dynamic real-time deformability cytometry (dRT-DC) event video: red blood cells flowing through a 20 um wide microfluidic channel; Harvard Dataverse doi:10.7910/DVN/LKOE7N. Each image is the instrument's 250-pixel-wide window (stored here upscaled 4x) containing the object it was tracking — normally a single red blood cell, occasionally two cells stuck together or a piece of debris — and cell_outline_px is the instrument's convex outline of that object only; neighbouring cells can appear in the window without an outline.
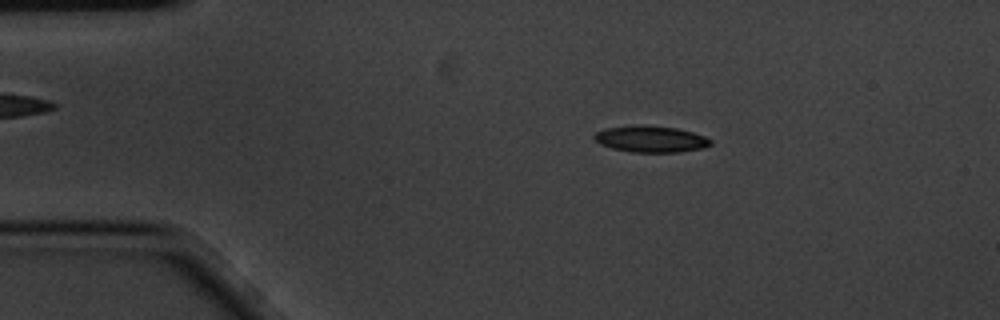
{"species": "common noctule bat (a hibernating species)", "species_latin": "Nyctalus noctula", "temperature_condition": "cold", "stored_images_in_passage": 8, "camera_frame_rate_fps": 3000, "um_per_image_px": 0.085, "animal": {"sex": "male", "body_mass_g": 20.1, "forearm_length_mm": 53.5}, "frame": {"image": 1, "passage_image": 3, "time_ms": 0.667, "image_size_px": [1000, 320], "cell_outline_px": [[712, 144], [704, 148], [680, 152], [632, 152], [612, 148], [600, 144], [592, 136], [596, 132], [604, 128], [676, 128], [692, 132], [704, 136], [712, 140]], "centroid_in_image_um": [55.37, 11.88], "position_along_channel_um": 29.6, "area_um2": 16.99}}
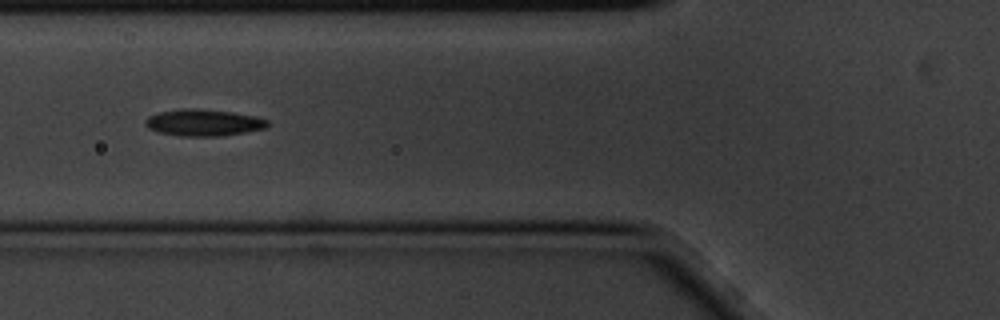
{"frame": {"image": 2, "passage_image": 6, "time_ms": 1.667, "image_size_px": [1000, 320], "cell_outline_px": [[268, 128], [220, 136], [184, 136], [160, 132], [148, 128], [144, 124], [144, 120], [148, 116], [160, 112], [184, 108], [196, 108], [232, 112], [256, 116], [268, 120]], "centroid_in_image_um": [17.31, 10.41], "position_along_channel_um": 108.5, "area_um2": 18.96}}
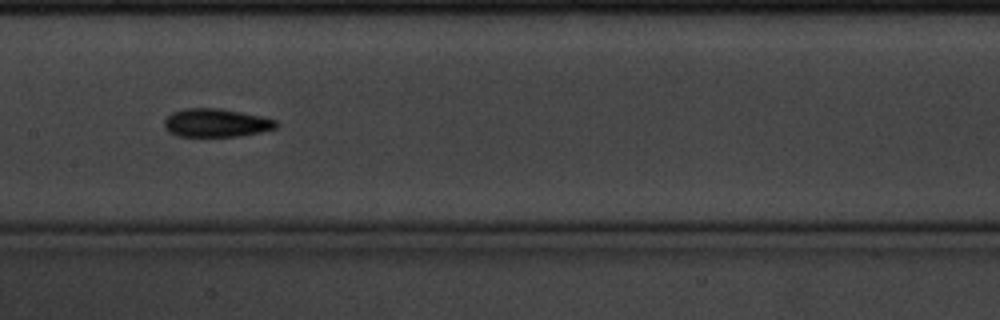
{"frame": {"image": 3, "passage_image": 8, "time_ms": 2.333, "image_size_px": [1000, 320], "cell_outline_px": [[280, 124], [276, 128], [260, 132], [236, 136], [176, 136], [168, 132], [164, 128], [164, 120], [172, 112], [184, 108], [220, 108], [260, 116], [276, 120]], "centroid_in_image_um": [18.34, 10.44], "position_along_channel_um": 189.1, "area_um2": 18.5}}